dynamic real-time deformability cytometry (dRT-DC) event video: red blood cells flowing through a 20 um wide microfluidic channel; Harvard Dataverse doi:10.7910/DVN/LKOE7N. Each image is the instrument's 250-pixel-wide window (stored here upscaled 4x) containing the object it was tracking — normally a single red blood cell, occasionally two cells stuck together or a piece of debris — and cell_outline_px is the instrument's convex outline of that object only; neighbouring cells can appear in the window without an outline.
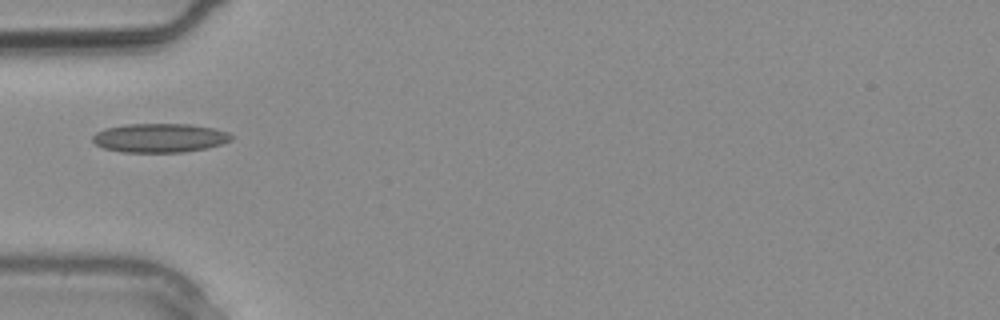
{"species": "common noctule bat (a hibernating species)", "species_latin": "Nyctalus noctula", "temperature_condition": "warm", "stored_images_in_passage": 1, "camera_frame_rate_fps": 3000, "um_per_image_px": 0.085, "animal": {"sex": "male", "body_mass_g": 20.4}, "frame": {"image": 1, "passage_image": 1, "time_ms": 0.0, "image_size_px": [1000, 320], "cell_outline_px": [[232, 140], [220, 144], [204, 148], [184, 152], [124, 152], [104, 148], [96, 144], [92, 140], [92, 136], [96, 132], [104, 128], [124, 124], [188, 124], [212, 128], [228, 132], [232, 136]], "centroid_in_image_um": [13.54, 11.71], "position_along_channel_um": 71.5, "area_um2": 23.29}}